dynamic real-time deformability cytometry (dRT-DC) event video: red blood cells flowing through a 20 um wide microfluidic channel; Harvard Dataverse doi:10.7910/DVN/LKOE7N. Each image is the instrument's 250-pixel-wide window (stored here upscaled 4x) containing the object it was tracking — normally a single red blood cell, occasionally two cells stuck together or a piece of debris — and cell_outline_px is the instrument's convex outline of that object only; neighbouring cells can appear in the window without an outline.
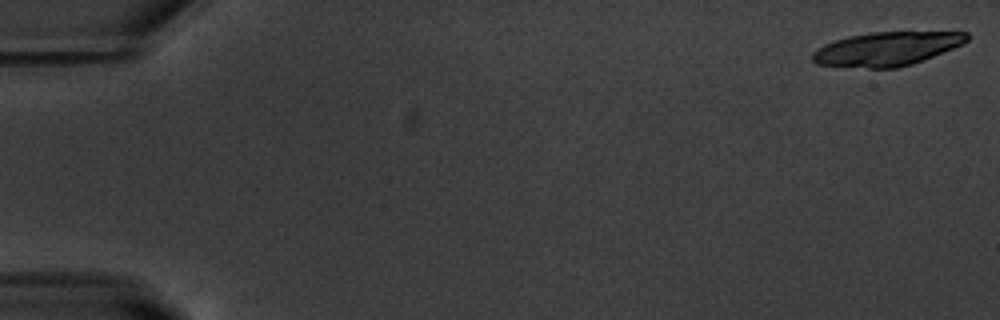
{"species": "common noctule bat (a hibernating species)", "species_latin": "Nyctalus noctula", "temperature_condition": "warm", "stored_images_in_passage": 20, "camera_frame_rate_fps": 3000, "um_per_image_px": 0.085, "animal": {"sex": "male", "body_mass_g": 20.1, "forearm_length_mm": 53.5}, "frame": {"image": 1, "passage_image": 1, "time_ms": 0.0, "image_size_px": [1000, 320], "cell_outline_px": [[968, 40], [964, 44], [912, 64], [896, 68], [868, 68], [816, 64], [812, 60], [812, 52], [824, 44], [848, 36], [872, 32], [968, 32]], "centroid_in_image_um": [75.37, 4.15], "position_along_channel_um": 9.6, "area_um2": 30.29}}